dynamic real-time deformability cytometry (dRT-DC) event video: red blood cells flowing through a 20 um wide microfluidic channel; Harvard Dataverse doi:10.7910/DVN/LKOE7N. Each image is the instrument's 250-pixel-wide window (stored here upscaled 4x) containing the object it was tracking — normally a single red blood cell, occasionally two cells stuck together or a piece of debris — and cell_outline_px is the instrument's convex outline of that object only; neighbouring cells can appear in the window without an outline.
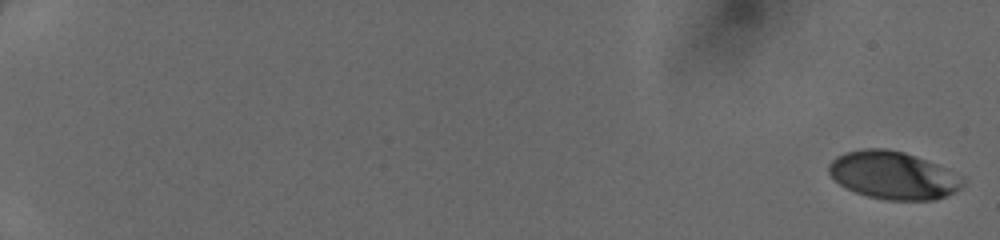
{"species": "human", "species_latin": "Homo sapiens", "temperature_condition": "cold", "stored_images_in_passage": 51, "camera_frame_rate_fps": 3000, "um_per_image_px": 0.085, "donor": {"sex": "female"}, "frame": {"image": 1, "passage_image": 1, "time_ms": 0.0, "image_size_px": [1000, 240], "cell_outline_px": [[964, 184], [956, 192], [936, 200], [884, 200], [868, 196], [856, 192], [840, 184], [828, 172], [828, 164], [836, 156], [844, 152], [864, 148], [888, 148], [904, 152], [916, 156], [936, 164], [964, 176]], "centroid_in_image_um": [75.94, 14.89], "position_along_channel_um": 9.1, "area_um2": 37.51}}
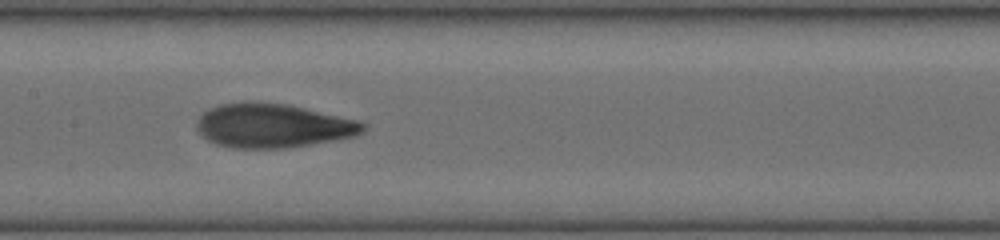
{"frame": {"image": 2, "passage_image": 29, "time_ms": 9.333, "image_size_px": [1000, 240], "cell_outline_px": [[368, 128], [364, 132], [356, 136], [336, 140], [312, 144], [284, 148], [232, 148], [216, 144], [208, 140], [196, 128], [196, 120], [204, 112], [220, 104], [284, 104], [304, 108], [360, 120]], "centroid_in_image_um": [23.26, 10.72], "position_along_channel_um": 184.1, "area_um2": 42.02}}
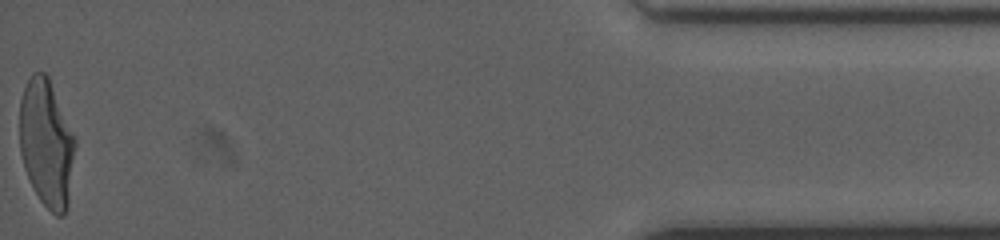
{"frame": {"image": 3, "passage_image": 51, "time_ms": 16.667, "image_size_px": [1000, 240], "cell_outline_px": [[76, 144], [68, 204], [64, 216], [56, 216], [40, 200], [24, 168], [20, 152], [20, 100], [24, 88], [32, 72], [44, 72], [48, 76], [76, 140]], "centroid_in_image_um": [3.95, 12.18], "position_along_channel_um": 431.2, "area_um2": 40.98}}